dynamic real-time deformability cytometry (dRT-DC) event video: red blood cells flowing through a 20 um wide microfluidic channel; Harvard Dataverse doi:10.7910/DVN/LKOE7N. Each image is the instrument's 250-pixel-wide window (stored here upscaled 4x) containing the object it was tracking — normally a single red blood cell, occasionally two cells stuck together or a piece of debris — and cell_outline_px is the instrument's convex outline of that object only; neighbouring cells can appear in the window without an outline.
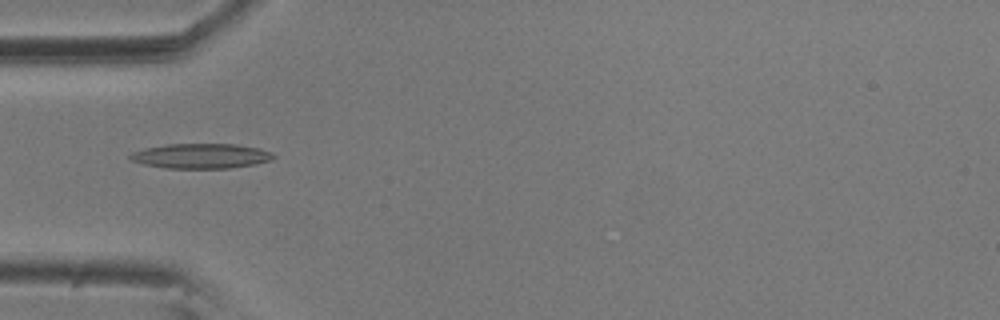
{"species": "common noctule bat (a hibernating species)", "species_latin": "Nyctalus noctula", "temperature_condition": "room temperature", "stored_images_in_passage": 4, "camera_frame_rate_fps": 3000, "um_per_image_px": 0.085, "animal": {"sex": "male", "body_mass_g": 20.5, "forearm_length_mm": 52.5}, "frame": {"image": 1, "passage_image": 2, "time_ms": 0.333, "image_size_px": [1000, 320], "cell_outline_px": [[276, 156], [272, 160], [252, 164], [228, 168], [164, 168], [144, 164], [132, 160], [128, 156], [132, 152], [144, 148], [168, 144], [236, 144], [260, 148], [272, 152]], "centroid_in_image_um": [17.09, 13.25], "position_along_channel_um": 67.9, "area_um2": 20.75}}
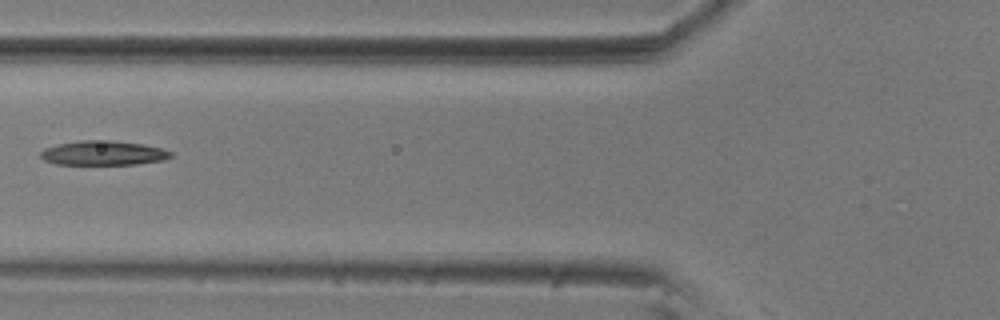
{"frame": {"image": 2, "passage_image": 3, "time_ms": 0.667, "image_size_px": [1000, 320], "cell_outline_px": [[172, 156], [164, 160], [136, 164], [56, 164], [44, 160], [40, 156], [40, 152], [44, 148], [60, 144], [80, 140], [112, 140], [144, 144], [160, 148], [172, 152]], "centroid_in_image_um": [8.78, 13.0], "position_along_channel_um": 117.0, "area_um2": 18.5}}
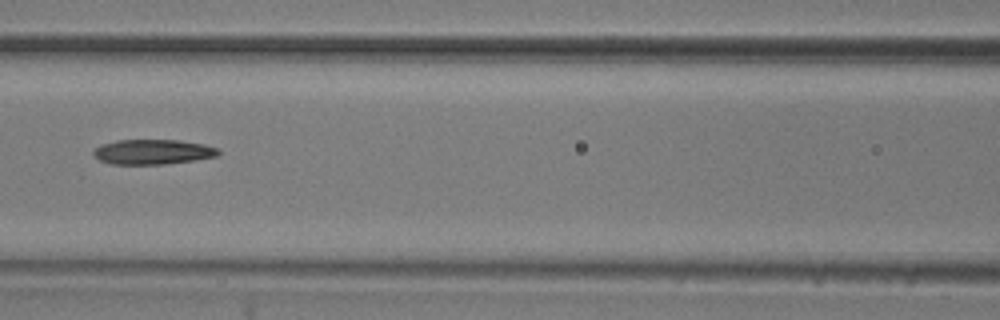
{"frame": {"image": 3, "passage_image": 4, "time_ms": 1.0, "image_size_px": [1000, 320], "cell_outline_px": [[220, 152], [216, 156], [196, 160], [164, 164], [112, 164], [100, 160], [92, 152], [96, 148], [104, 144], [116, 140], [180, 140], [204, 144], [220, 148]], "centroid_in_image_um": [13.04, 12.9], "position_along_channel_um": 153.6, "area_um2": 18.09}}